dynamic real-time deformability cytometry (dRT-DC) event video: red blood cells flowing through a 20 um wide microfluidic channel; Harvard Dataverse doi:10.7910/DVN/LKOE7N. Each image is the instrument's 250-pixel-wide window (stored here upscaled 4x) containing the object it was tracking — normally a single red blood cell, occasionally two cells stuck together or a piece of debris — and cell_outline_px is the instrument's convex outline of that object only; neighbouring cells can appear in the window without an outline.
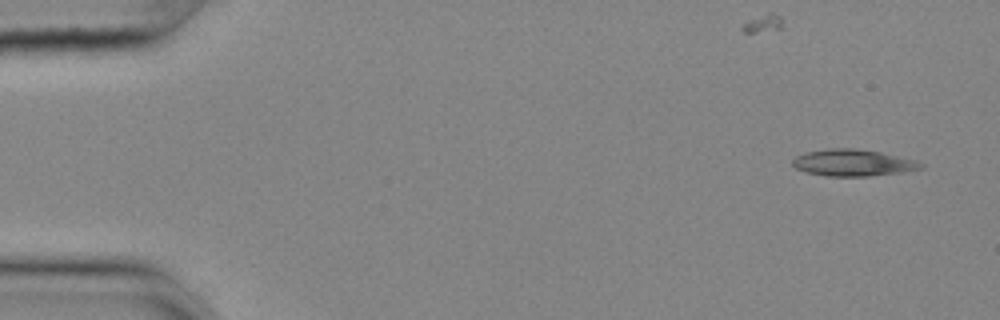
{"species": "common noctule bat (a hibernating species)", "species_latin": "Nyctalus noctula", "temperature_condition": "cold", "stored_images_in_passage": 53, "camera_frame_rate_fps": 3000, "um_per_image_px": 0.085, "animal": {"sex": "female", "body_mass_g": 25.1}, "frame": {"image": 1, "passage_image": 1, "time_ms": 0.0, "image_size_px": [1000, 320], "cell_outline_px": [[924, 168], [904, 172], [868, 176], [824, 176], [804, 172], [796, 168], [792, 164], [792, 160], [796, 156], [808, 152], [832, 148], [852, 148], [880, 152], [916, 160], [924, 164]], "centroid_in_image_um": [72.52, 13.84], "position_along_channel_um": 12.5, "area_um2": 19.94}}
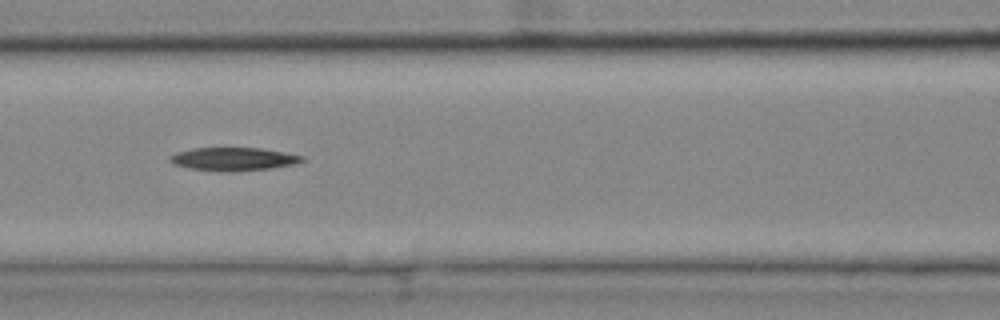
{"frame": {"image": 2, "passage_image": 22, "time_ms": 7.0, "image_size_px": [1000, 320], "cell_outline_px": [[304, 160], [296, 164], [268, 168], [236, 172], [220, 172], [192, 168], [176, 164], [168, 160], [168, 156], [176, 152], [192, 148], [260, 148], [304, 156]], "centroid_in_image_um": [19.82, 13.52], "position_along_channel_um": 146.8, "area_um2": 17.8}}
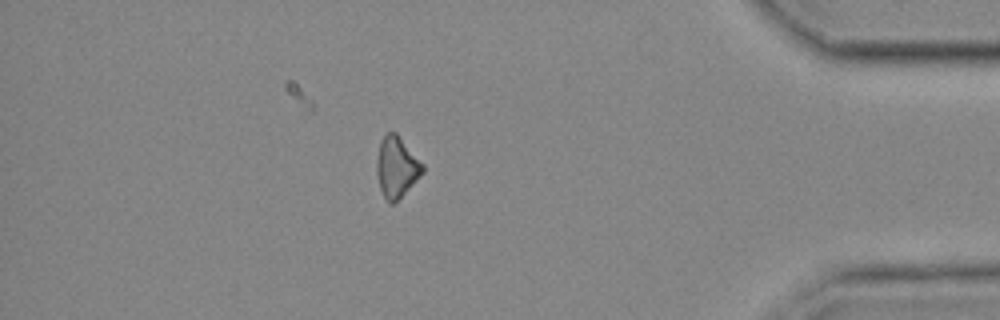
{"frame": {"image": 3, "passage_image": 46, "time_ms": 15.0, "image_size_px": [1000, 320], "cell_outline_px": [[424, 172], [392, 204], [388, 204], [380, 188], [376, 172], [376, 160], [380, 140], [388, 132], [396, 132], [424, 164]], "centroid_in_image_um": [33.7, 14.17], "position_along_channel_um": 401.5, "area_um2": 16.13}}